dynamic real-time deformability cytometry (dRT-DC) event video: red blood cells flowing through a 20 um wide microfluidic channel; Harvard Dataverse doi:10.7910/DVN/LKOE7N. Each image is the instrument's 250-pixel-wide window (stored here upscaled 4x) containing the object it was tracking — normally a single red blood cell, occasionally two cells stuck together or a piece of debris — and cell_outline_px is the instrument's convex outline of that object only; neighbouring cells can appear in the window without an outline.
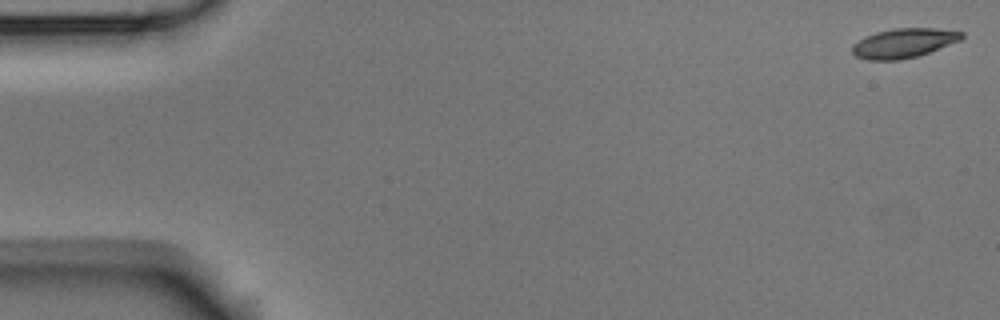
{"species": "Egyptian fruit bat (a non-hibernating species)", "species_latin": "Rousettus aegyptiacus", "temperature_condition": "room temperature", "stored_images_in_passage": 6, "camera_frame_rate_fps": 3000, "um_per_image_px": 0.085, "animal": {"sex": "male"}, "frame": {"image": 1, "passage_image": 1, "time_ms": 0.0, "image_size_px": [1000, 320], "cell_outline_px": [[964, 36], [960, 40], [920, 56], [900, 60], [868, 60], [856, 56], [852, 52], [852, 44], [876, 32], [892, 28], [936, 28], [964, 32]], "centroid_in_image_um": [76.83, 3.67], "position_along_channel_um": 8.2, "area_um2": 18.79}}
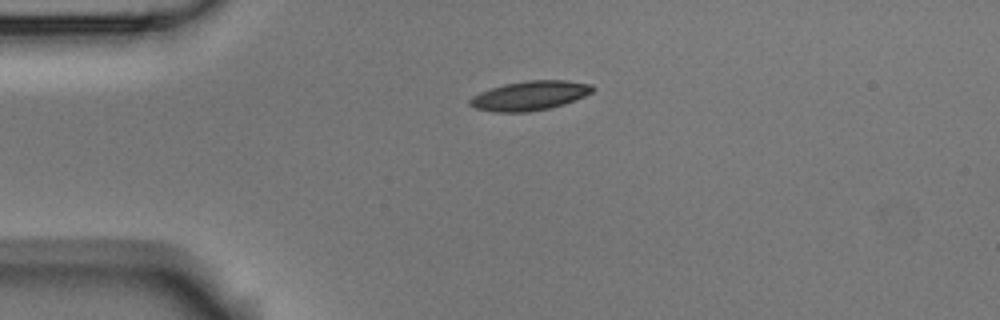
{"frame": {"image": 2, "passage_image": 6, "time_ms": 1.667, "image_size_px": [1000, 320], "cell_outline_px": [[596, 88], [592, 92], [584, 96], [564, 104], [548, 108], [528, 112], [496, 112], [476, 108], [468, 104], [468, 100], [472, 96], [480, 92], [504, 84], [528, 80], [564, 80], [592, 84]], "centroid_in_image_um": [45.03, 8.12], "position_along_channel_um": 40.0, "area_um2": 20.92}}